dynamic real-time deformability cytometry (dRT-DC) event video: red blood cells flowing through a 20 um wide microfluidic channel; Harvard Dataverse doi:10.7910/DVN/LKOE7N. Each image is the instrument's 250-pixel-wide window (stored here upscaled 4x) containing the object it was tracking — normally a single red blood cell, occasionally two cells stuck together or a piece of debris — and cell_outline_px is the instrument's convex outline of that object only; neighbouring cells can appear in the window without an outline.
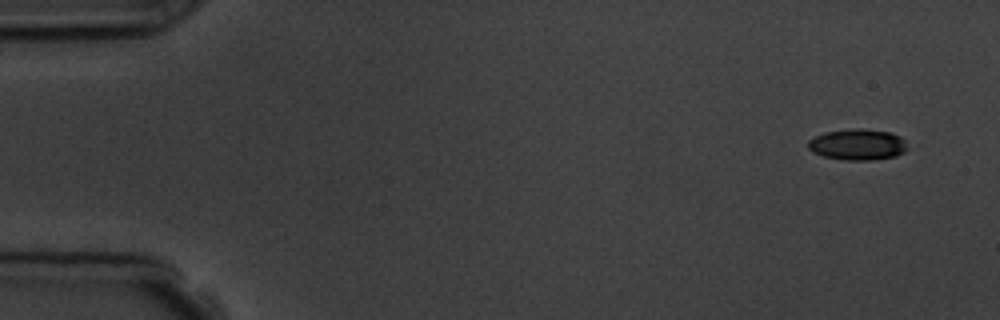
{"species": "common noctule bat (a hibernating species)", "species_latin": "Nyctalus noctula", "temperature_condition": "room temperature", "stored_images_in_passage": 3, "camera_frame_rate_fps": 3000, "um_per_image_px": 0.085, "animal": {"sex": "male", "body_mass_g": 19.5, "forearm_length_mm": 54.6}, "frame": {"image": 1, "passage_image": 1, "time_ms": 0.0, "image_size_px": [1000, 320], "cell_outline_px": [[904, 152], [896, 156], [872, 160], [844, 160], [824, 156], [812, 152], [808, 148], [808, 140], [824, 132], [852, 128], [864, 128], [892, 132], [900, 136], [904, 140]], "centroid_in_image_um": [72.87, 12.27], "position_along_channel_um": 12.1, "area_um2": 18.03}}